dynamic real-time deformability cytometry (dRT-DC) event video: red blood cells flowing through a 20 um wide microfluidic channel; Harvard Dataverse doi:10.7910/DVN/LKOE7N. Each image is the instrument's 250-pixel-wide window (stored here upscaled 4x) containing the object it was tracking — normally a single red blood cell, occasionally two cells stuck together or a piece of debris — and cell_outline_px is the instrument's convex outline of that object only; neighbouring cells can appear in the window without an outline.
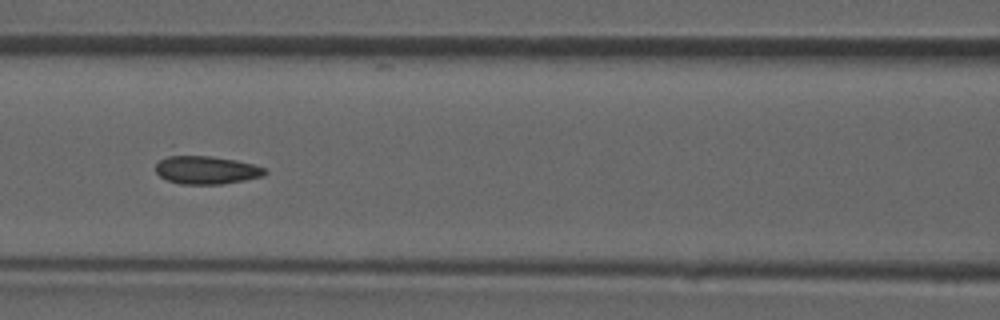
{"species": "common noctule bat (a hibernating species)", "species_latin": "Nyctalus noctula", "temperature_condition": "room temperature", "stored_images_in_passage": 46, "camera_frame_rate_fps": 3000, "um_per_image_px": 0.085, "animal": {"sex": "male", "forearm_length_mm": 52.5}, "frame": {"image": 1, "passage_image": 20, "time_ms": 6.333, "image_size_px": [1000, 320], "cell_outline_px": [[268, 172], [264, 176], [244, 180], [220, 184], [180, 184], [168, 180], [160, 176], [156, 172], [156, 164], [160, 160], [168, 156], [212, 156], [236, 160], [252, 164], [264, 168]], "centroid_in_image_um": [17.55, 14.45], "position_along_channel_um": 149.0, "area_um2": 17.74}}